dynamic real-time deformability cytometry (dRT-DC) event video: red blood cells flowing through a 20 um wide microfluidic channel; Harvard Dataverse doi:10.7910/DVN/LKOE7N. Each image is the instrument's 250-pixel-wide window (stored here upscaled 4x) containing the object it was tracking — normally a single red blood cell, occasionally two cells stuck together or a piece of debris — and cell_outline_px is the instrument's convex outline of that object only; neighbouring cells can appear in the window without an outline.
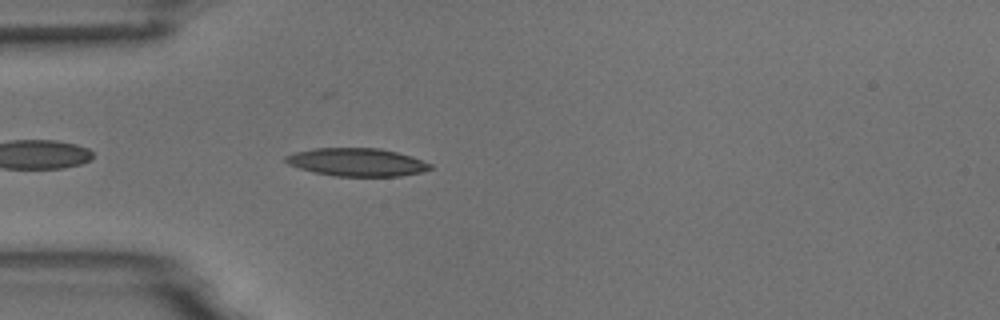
{"species": "common noctule bat (a hibernating species)", "species_latin": "Nyctalus noctula", "temperature_condition": "room temperature", "stored_images_in_passage": 39, "camera_frame_rate_fps": 3000, "um_per_image_px": 0.085, "animal": {"sex": "male", "body_mass_g": 18.8}, "frame": {"image": 1, "passage_image": 3, "time_ms": 0.667, "image_size_px": [1000, 320], "cell_outline_px": [[432, 168], [424, 172], [400, 176], [332, 176], [312, 172], [288, 164], [284, 160], [284, 156], [296, 152], [312, 148], [380, 148], [412, 156], [432, 164]], "centroid_in_image_um": [30.34, 13.79], "position_along_channel_um": 54.7, "area_um2": 23.76}}
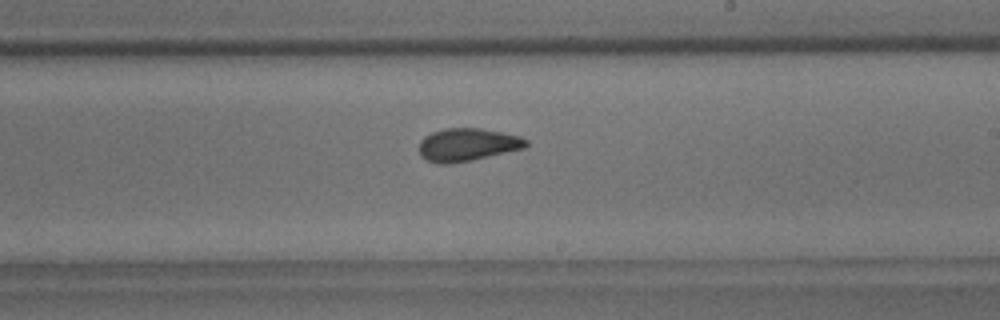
{"frame": {"image": 2, "passage_image": 17, "time_ms": 5.333, "image_size_px": [1000, 320], "cell_outline_px": [[528, 144], [524, 148], [472, 160], [452, 164], [440, 164], [428, 160], [420, 156], [420, 140], [424, 136], [432, 132], [444, 128], [480, 128], [520, 136], [528, 140]], "centroid_in_image_um": [39.71, 12.3], "position_along_channel_um": 249.3, "area_um2": 20.46}}
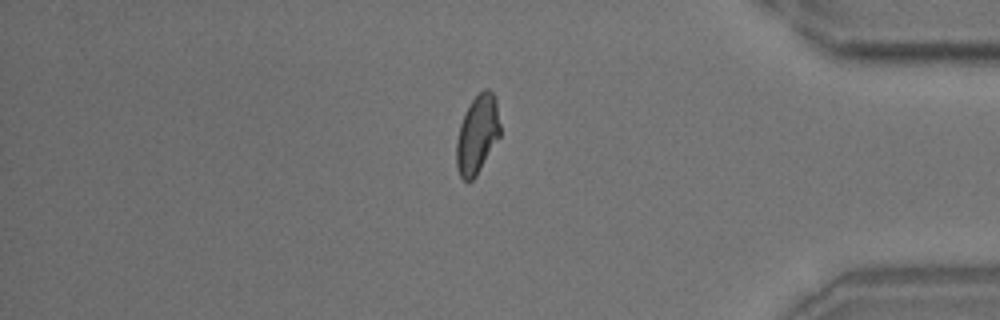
{"frame": {"image": 3, "passage_image": 31, "time_ms": 10.0, "image_size_px": [1000, 320], "cell_outline_px": [[500, 136], [476, 176], [468, 184], [460, 176], [456, 164], [456, 140], [460, 124], [464, 112], [468, 104], [484, 88], [488, 88], [496, 96], [500, 124]], "centroid_in_image_um": [40.57, 11.41], "position_along_channel_um": 394.6, "area_um2": 20.29}, "authors_computed_cell_mechanics": {"area_um2": 20.4612, "velocity_mm_per_s": 3.709, "shape_relaxation_time_tau1_ms": 2.0006, "shape_relaxation_time_tau2_ms": 1.5167, "deformation_change_tau1": 0.1528, "deformation_change_tau2": 0.0562}}